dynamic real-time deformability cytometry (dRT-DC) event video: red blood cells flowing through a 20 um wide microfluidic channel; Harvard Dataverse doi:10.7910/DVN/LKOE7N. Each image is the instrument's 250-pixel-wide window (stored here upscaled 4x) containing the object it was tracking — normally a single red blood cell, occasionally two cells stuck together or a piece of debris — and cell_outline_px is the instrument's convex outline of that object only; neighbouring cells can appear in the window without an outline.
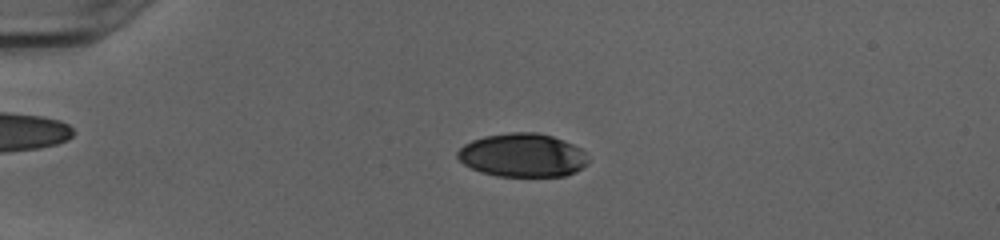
{"species": "human", "species_latin": "Homo sapiens", "temperature_condition": "cold", "stored_images_in_passage": 51, "camera_frame_rate_fps": 3000, "um_per_image_px": 0.085, "donor": {"sex": "female"}, "frame": {"image": 1, "passage_image": 13, "time_ms": 4.0, "image_size_px": [1000, 240], "cell_outline_px": [[588, 164], [576, 172], [564, 176], [496, 176], [480, 172], [464, 164], [456, 156], [456, 152], [464, 144], [472, 140], [484, 136], [508, 132], [536, 132], [552, 136], [564, 140], [580, 148], [584, 152], [588, 160]], "centroid_in_image_um": [44.41, 13.19], "position_along_channel_um": 40.6, "area_um2": 33.29}}
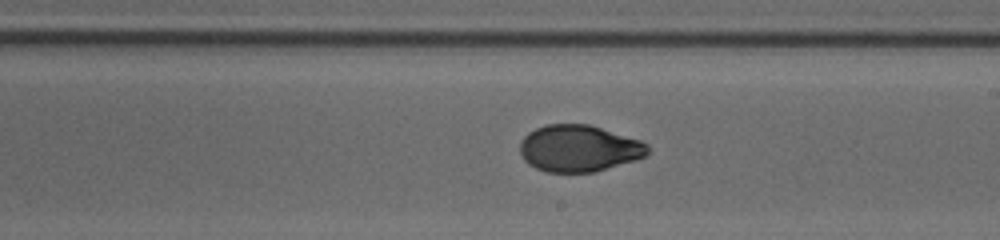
{"frame": {"image": 2, "passage_image": 31, "time_ms": 10.0, "image_size_px": [1000, 240], "cell_outline_px": [[648, 152], [644, 156], [636, 160], [592, 172], [548, 172], [536, 168], [528, 164], [524, 160], [520, 152], [520, 140], [528, 132], [536, 128], [548, 124], [588, 124], [640, 140], [648, 144]], "centroid_in_image_um": [49.18, 12.61], "position_along_channel_um": 239.8, "area_um2": 34.62}}
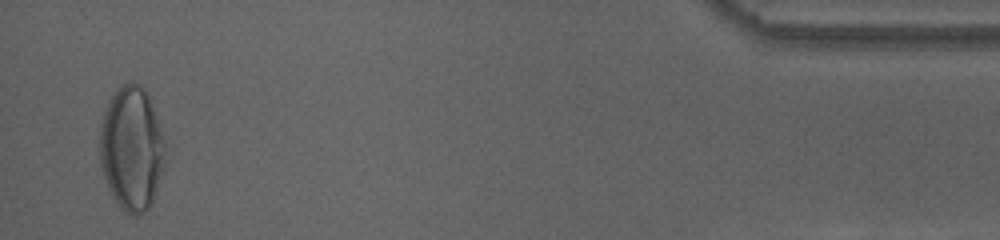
{"frame": {"image": 3, "passage_image": 50, "time_ms": 16.333, "image_size_px": [1000, 240], "cell_outline_px": [[164, 152], [156, 192], [152, 204], [144, 212], [136, 216], [132, 216], [124, 212], [120, 208], [112, 196], [108, 188], [100, 164], [100, 128], [104, 108], [112, 96], [128, 80], [140, 84], [144, 88], [148, 96], [164, 136]], "centroid_in_image_um": [11.16, 12.64], "position_along_channel_um": 424.0, "area_um2": 46.99}, "authors_computed_cell_mechanics": {"area_um2": 34.9112, "velocity_mm_per_s": 4.0465, "shape_relaxation_time_tau1_ms": 6.7866, "shape_relaxation_time_tau2_ms": 0.9153, "deformation_change_tau1": 0.2183, "deformation_change_tau2": 0.0417}}